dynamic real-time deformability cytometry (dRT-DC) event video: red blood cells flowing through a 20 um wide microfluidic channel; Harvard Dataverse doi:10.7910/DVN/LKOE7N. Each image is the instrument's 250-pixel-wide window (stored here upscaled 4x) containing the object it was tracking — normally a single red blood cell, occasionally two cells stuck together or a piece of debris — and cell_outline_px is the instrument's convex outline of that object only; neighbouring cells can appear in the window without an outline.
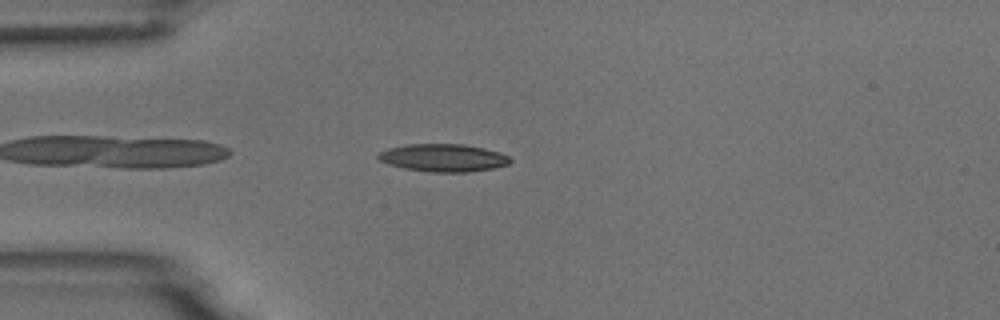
{"species": "common noctule bat (a hibernating species)", "species_latin": "Nyctalus noctula", "temperature_condition": "room temperature", "stored_images_in_passage": 3, "camera_frame_rate_fps": 3000, "um_per_image_px": 0.085, "animal": {"sex": "male", "body_mass_g": 18.8}, "frame": {"image": 1, "passage_image": 3, "time_ms": 2.333, "image_size_px": [1000, 320], "cell_outline_px": [[512, 160], [508, 164], [492, 168], [468, 172], [432, 172], [404, 168], [388, 164], [380, 160], [376, 156], [380, 152], [388, 148], [408, 144], [464, 144], [484, 148], [500, 152], [508, 156]], "centroid_in_image_um": [37.68, 13.41], "position_along_channel_um": 47.3, "area_um2": 21.21}}